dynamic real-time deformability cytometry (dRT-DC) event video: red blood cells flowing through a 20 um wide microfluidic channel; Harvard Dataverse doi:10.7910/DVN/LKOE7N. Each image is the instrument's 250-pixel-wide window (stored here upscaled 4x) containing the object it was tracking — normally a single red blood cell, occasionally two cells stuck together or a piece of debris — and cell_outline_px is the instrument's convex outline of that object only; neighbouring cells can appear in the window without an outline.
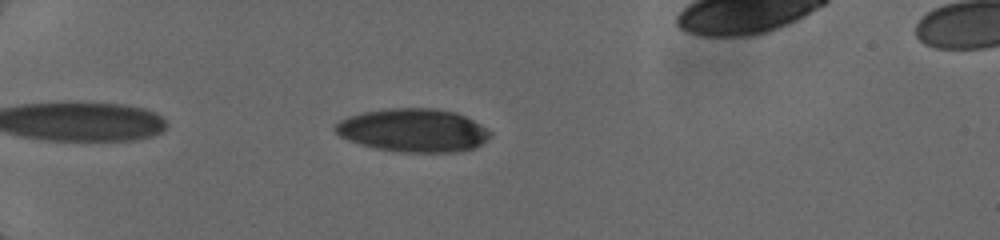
{"species": "human", "species_latin": "Homo sapiens", "temperature_condition": "cold", "stored_images_in_passage": 15, "camera_frame_rate_fps": 3000, "um_per_image_px": 0.085, "donor": {"sex": "female"}, "frame": {"image": 1, "passage_image": 4, "time_ms": 1.333, "image_size_px": [1000, 240], "cell_outline_px": [[492, 136], [488, 140], [476, 148], [456, 152], [400, 152], [376, 148], [360, 144], [348, 140], [340, 136], [332, 128], [340, 120], [348, 116], [364, 112], [384, 108], [432, 108], [456, 112], [480, 124], [492, 132]], "centroid_in_image_um": [35.14, 11.08], "position_along_channel_um": 49.9, "area_um2": 39.3}}
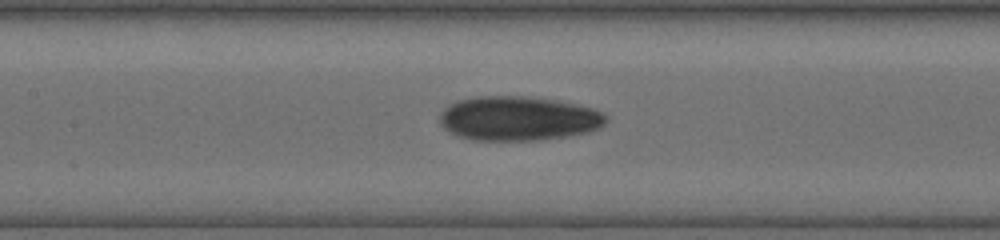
{"frame": {"image": 2, "passage_image": 12, "time_ms": 5.0, "image_size_px": [1000, 240], "cell_outline_px": [[608, 120], [600, 128], [584, 132], [564, 136], [536, 140], [472, 140], [460, 136], [444, 128], [440, 124], [440, 112], [444, 108], [460, 100], [476, 96], [524, 96], [556, 100], [576, 104], [592, 108], [604, 112], [608, 116]], "centroid_in_image_um": [44.07, 10.06], "position_along_channel_um": 163.3, "area_um2": 42.77}}
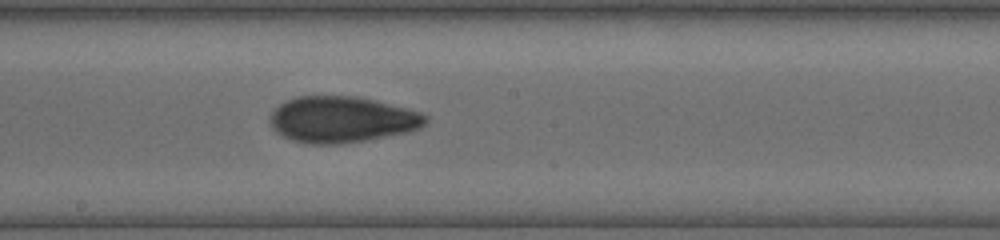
{"frame": {"image": 3, "passage_image": 15, "time_ms": 6.333, "image_size_px": [1000, 240], "cell_outline_px": [[428, 120], [420, 128], [408, 132], [364, 140], [336, 144], [304, 144], [292, 140], [276, 132], [272, 128], [268, 120], [272, 112], [280, 104], [296, 96], [356, 96], [376, 100], [420, 112], [428, 116]], "centroid_in_image_um": [29.04, 10.16], "position_along_channel_um": 219.2, "area_um2": 41.85}}